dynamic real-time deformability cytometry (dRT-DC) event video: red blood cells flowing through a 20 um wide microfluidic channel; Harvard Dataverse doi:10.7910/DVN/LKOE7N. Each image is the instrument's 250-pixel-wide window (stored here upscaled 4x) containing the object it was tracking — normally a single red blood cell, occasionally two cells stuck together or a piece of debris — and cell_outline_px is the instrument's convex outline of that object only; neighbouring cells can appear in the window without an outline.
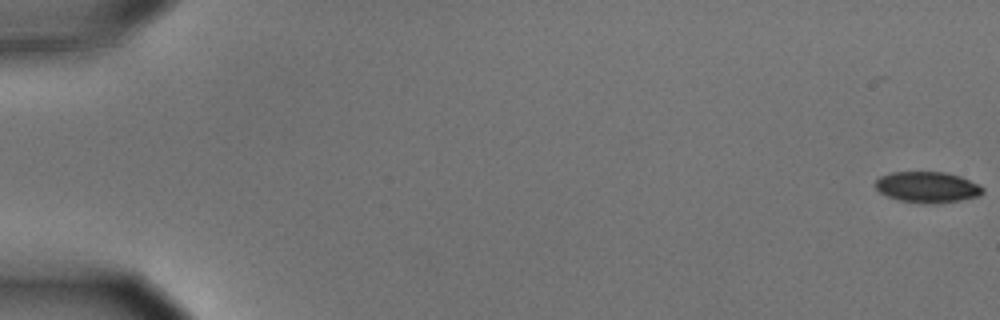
{"species": "common noctule bat (a hibernating species)", "species_latin": "Nyctalus noctula", "temperature_condition": "cold", "stored_images_in_passage": 11, "camera_frame_rate_fps": 3000, "um_per_image_px": 0.085, "animal": {"sex": "male", "body_mass_g": 15.6}, "frame": {"image": 1, "passage_image": 1, "time_ms": 0.0, "image_size_px": [1000, 320], "cell_outline_px": [[984, 192], [980, 196], [960, 200], [936, 204], [920, 204], [900, 200], [888, 196], [880, 192], [876, 188], [876, 180], [880, 176], [892, 172], [944, 172], [960, 176], [980, 184], [984, 188]], "centroid_in_image_um": [78.86, 15.91], "position_along_channel_um": 6.1, "area_um2": 19.54}}